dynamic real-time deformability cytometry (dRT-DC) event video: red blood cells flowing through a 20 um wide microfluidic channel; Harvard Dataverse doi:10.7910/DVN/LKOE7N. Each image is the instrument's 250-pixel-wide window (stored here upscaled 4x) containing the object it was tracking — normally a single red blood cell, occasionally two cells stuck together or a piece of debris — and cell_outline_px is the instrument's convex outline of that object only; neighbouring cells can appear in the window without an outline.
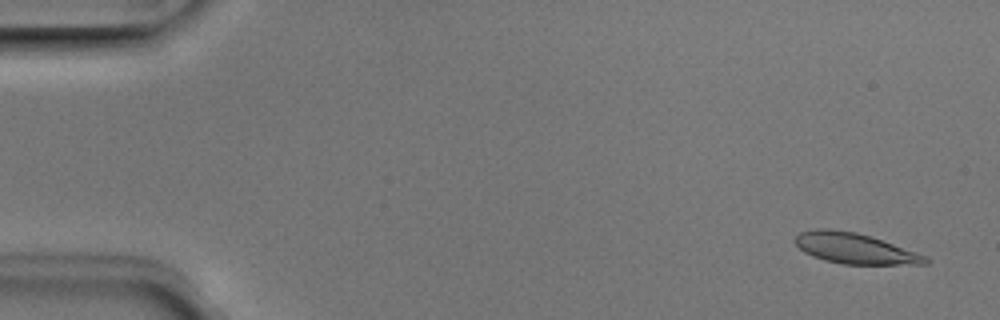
{"species": "Egyptian fruit bat (a non-hibernating species)", "species_latin": "Rousettus aegyptiacus", "temperature_condition": "room temperature", "stored_images_in_passage": 5, "segment_of_instrument_passage": [2, 2], "camera_frame_rate_fps": 3000, "um_per_image_px": 0.085, "animal": {"sex": "male"}, "frame": {"image": 1, "passage_image": 5, "time_ms": 1.333, "image_size_px": [1000, 320], "cell_outline_px": [[932, 260], [928, 264], [844, 264], [824, 260], [812, 256], [804, 252], [792, 240], [800, 232], [816, 228], [828, 228], [856, 232], [872, 236], [924, 256]], "centroid_in_image_um": [72.6, 21.1], "position_along_channel_um": 12.4, "area_um2": 23.12}}